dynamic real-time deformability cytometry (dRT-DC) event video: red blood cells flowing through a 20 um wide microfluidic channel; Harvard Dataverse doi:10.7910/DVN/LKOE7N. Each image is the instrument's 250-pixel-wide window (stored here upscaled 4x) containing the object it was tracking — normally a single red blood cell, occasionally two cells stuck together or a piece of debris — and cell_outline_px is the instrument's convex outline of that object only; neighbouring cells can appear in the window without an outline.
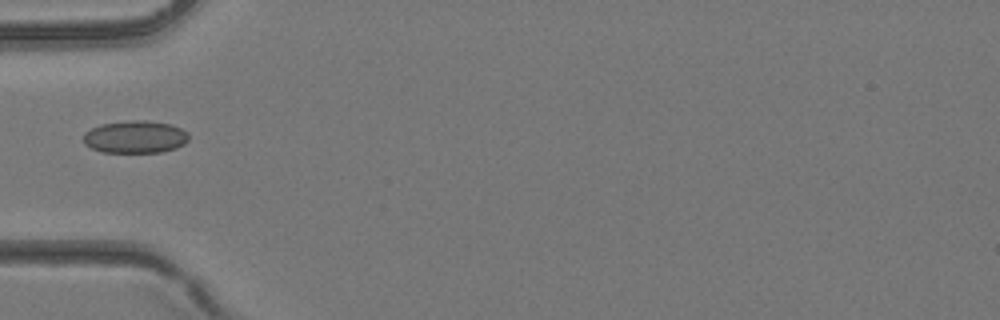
{"species": "common noctule bat (a hibernating species)", "species_latin": "Nyctalus noctula", "temperature_condition": "room temperature", "stored_images_in_passage": 4, "camera_frame_rate_fps": 3000, "um_per_image_px": 0.085, "animal": {"sex": "female", "body_mass_g": 24.6, "forearm_length_mm": 56.2}, "frame": {"image": 1, "passage_image": 4, "time_ms": 1.0, "image_size_px": [1000, 320], "cell_outline_px": [[188, 140], [184, 144], [176, 148], [160, 152], [104, 152], [92, 148], [84, 144], [84, 132], [100, 124], [132, 120], [144, 120], [172, 124], [188, 132]], "centroid_in_image_um": [11.5, 11.63], "position_along_channel_um": 73.5, "area_um2": 19.94}}